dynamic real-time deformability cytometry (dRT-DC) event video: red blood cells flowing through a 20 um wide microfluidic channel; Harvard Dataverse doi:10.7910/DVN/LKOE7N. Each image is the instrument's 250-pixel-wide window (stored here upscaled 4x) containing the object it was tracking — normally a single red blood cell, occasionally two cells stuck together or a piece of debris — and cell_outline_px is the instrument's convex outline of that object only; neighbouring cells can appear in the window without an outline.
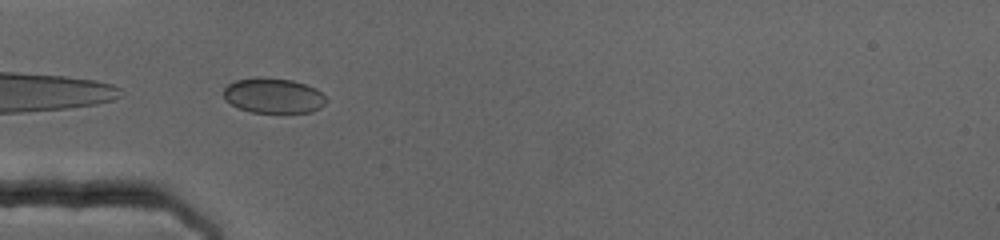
{"species": "human", "species_latin": "Homo sapiens", "temperature_condition": "cold", "stored_images_in_passage": 49, "camera_frame_rate_fps": 3000, "um_per_image_px": 0.085, "donor": {"sex": "female"}, "frame": {"image": 1, "passage_image": 1, "time_ms": 0.0, "image_size_px": [1000, 240], "cell_outline_px": [[328, 100], [320, 108], [312, 112], [252, 112], [240, 108], [232, 104], [224, 96], [224, 88], [228, 84], [236, 80], [292, 80], [316, 88]], "centroid_in_image_um": [23.29, 8.17], "position_along_channel_um": 61.7, "area_um2": 20.06}}
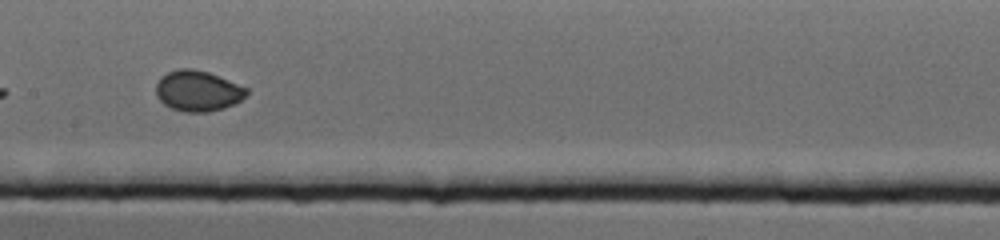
{"frame": {"image": 2, "passage_image": 15, "time_ms": 4.667, "image_size_px": [1000, 240], "cell_outline_px": [[248, 92], [236, 104], [224, 108], [208, 112], [184, 112], [172, 108], [164, 104], [156, 96], [156, 84], [160, 76], [168, 72], [180, 68], [192, 68], [208, 72], [248, 88]], "centroid_in_image_um": [16.8, 7.73], "position_along_channel_um": 190.6, "area_um2": 21.5}}
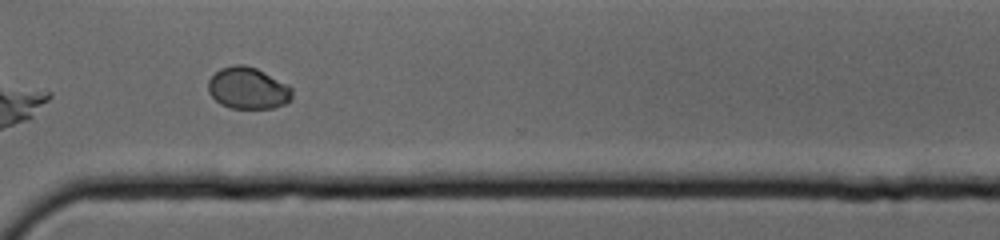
{"frame": {"image": 3, "passage_image": 32, "time_ms": 10.333, "image_size_px": [1000, 240], "cell_outline_px": [[292, 100], [284, 104], [272, 108], [232, 108], [220, 104], [208, 92], [208, 80], [220, 68], [232, 64], [244, 64], [256, 68], [288, 84], [292, 88]], "centroid_in_image_um": [21.08, 7.49], "position_along_channel_um": 349.5, "area_um2": 20.52}}